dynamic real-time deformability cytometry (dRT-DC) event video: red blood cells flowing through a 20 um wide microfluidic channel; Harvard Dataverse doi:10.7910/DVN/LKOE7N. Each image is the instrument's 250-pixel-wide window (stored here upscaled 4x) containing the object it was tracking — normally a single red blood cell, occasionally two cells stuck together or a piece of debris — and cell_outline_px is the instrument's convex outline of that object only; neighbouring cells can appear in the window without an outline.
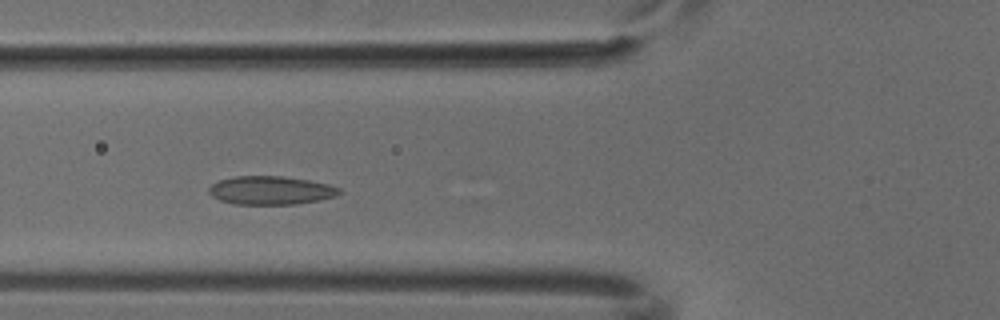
{"species": "common noctule bat (a hibernating species)", "species_latin": "Nyctalus noctula", "temperature_condition": "cold", "stored_images_in_passage": 7, "camera_frame_rate_fps": 3000, "um_per_image_px": 0.085, "animal": {"sex": "male", "body_mass_g": 18.8}, "frame": {"image": 1, "passage_image": 5, "time_ms": 1.333, "image_size_px": [1000, 320], "cell_outline_px": [[340, 192], [336, 196], [320, 200], [296, 204], [236, 204], [220, 200], [212, 196], [208, 192], [208, 188], [212, 184], [220, 180], [236, 176], [280, 176], [308, 180], [328, 184], [340, 188]], "centroid_in_image_um": [23.01, 16.18], "position_along_channel_um": 102.8, "area_um2": 21.5}}
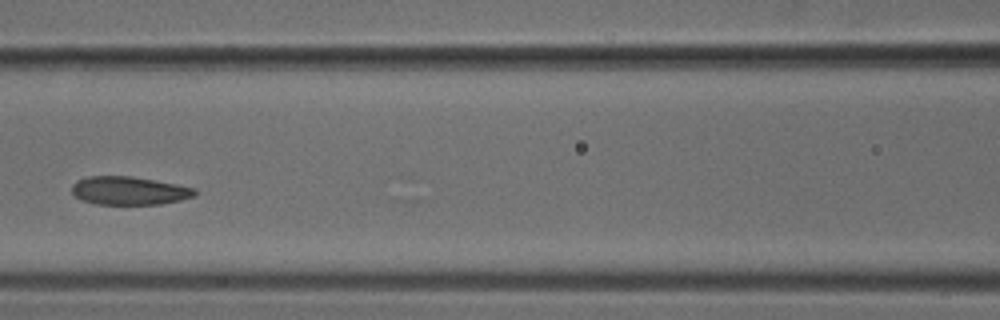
{"frame": {"image": 2, "passage_image": 6, "time_ms": 1.667, "image_size_px": [1000, 320], "cell_outline_px": [[196, 196], [180, 200], [160, 204], [96, 204], [80, 200], [72, 192], [72, 184], [76, 180], [88, 176], [132, 176], [156, 180], [196, 188]], "centroid_in_image_um": [10.97, 16.2], "position_along_channel_um": 155.6, "area_um2": 20.4}}
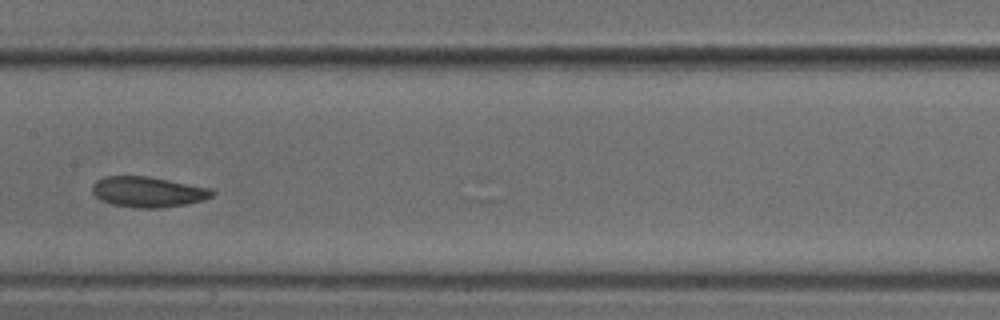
{"frame": {"image": 3, "passage_image": 7, "time_ms": 2.0, "image_size_px": [1000, 320], "cell_outline_px": [[216, 192], [212, 196], [204, 200], [184, 204], [160, 208], [136, 208], [112, 204], [100, 200], [92, 192], [92, 184], [96, 180], [104, 176], [148, 176], [212, 188]], "centroid_in_image_um": [12.57, 16.3], "position_along_channel_um": 194.8, "area_um2": 21.44}}